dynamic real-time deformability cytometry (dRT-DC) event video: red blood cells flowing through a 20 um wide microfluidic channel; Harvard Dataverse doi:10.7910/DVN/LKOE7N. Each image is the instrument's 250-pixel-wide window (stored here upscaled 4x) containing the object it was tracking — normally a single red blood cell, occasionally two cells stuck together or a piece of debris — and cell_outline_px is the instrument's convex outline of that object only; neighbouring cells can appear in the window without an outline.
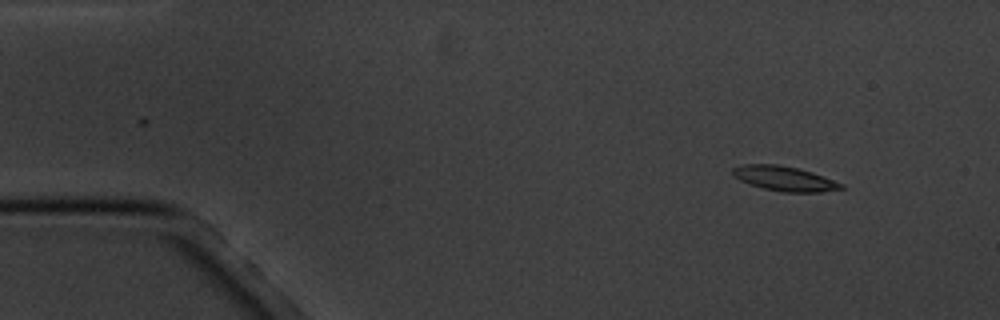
{"species": "common noctule bat (a hibernating species)", "species_latin": "Nyctalus noctula", "temperature_condition": "cold", "stored_images_in_passage": 3, "camera_frame_rate_fps": 3000, "um_per_image_px": 0.085, "animal": {"sex": "male", "body_mass_g": 20.1, "forearm_length_mm": 53.5}, "frame": {"image": 1, "passage_image": 1, "time_ms": 0.0, "image_size_px": [1000, 320], "cell_outline_px": [[844, 188], [820, 192], [780, 192], [764, 188], [740, 180], [732, 176], [732, 168], [744, 164], [776, 164], [800, 168], [824, 176], [844, 184]], "centroid_in_image_um": [66.69, 15.17], "position_along_channel_um": 18.3, "area_um2": 15.66}}
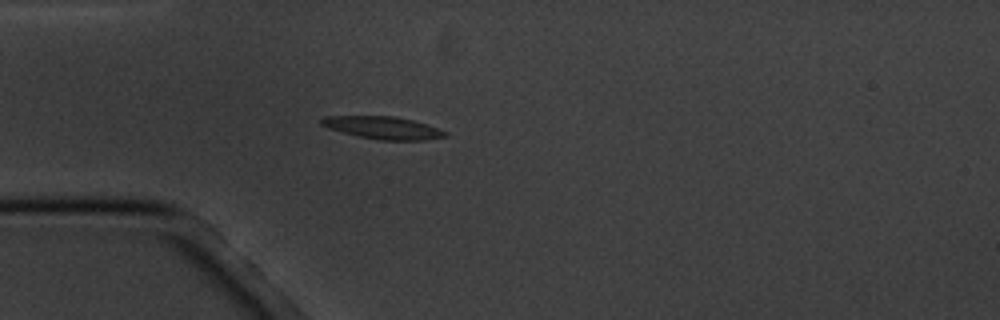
{"frame": {"image": 2, "passage_image": 3, "time_ms": 3.333, "image_size_px": [1000, 320], "cell_outline_px": [[448, 136], [424, 140], [376, 140], [356, 136], [328, 128], [320, 124], [320, 120], [324, 116], [392, 116], [412, 120], [448, 132]], "centroid_in_image_um": [32.51, 10.87], "position_along_channel_um": 52.5, "area_um2": 16.18}}